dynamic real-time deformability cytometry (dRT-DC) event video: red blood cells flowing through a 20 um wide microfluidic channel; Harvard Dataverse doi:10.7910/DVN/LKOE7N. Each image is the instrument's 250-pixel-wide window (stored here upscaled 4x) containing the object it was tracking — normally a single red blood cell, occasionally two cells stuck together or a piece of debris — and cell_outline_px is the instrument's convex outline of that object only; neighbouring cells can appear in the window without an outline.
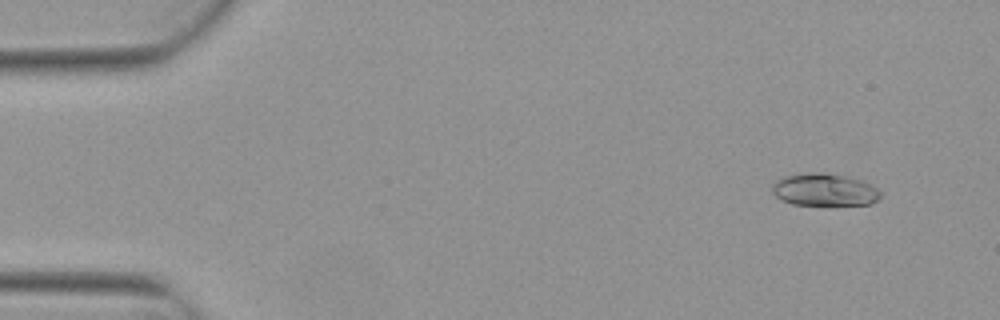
{"species": "Egyptian fruit bat (a non-hibernating species)", "species_latin": "Rousettus aegyptiacus", "temperature_condition": "warm", "stored_images_in_passage": 5, "camera_frame_rate_fps": 3000, "um_per_image_px": 0.085, "animal": {"sex": "female"}, "frame": {"image": 1, "passage_image": 1, "time_ms": 0.0, "image_size_px": [1000, 320], "cell_outline_px": [[880, 196], [876, 200], [868, 204], [828, 208], [792, 204], [780, 200], [772, 192], [772, 184], [776, 180], [784, 176], [812, 172], [824, 172], [848, 176], [860, 180], [876, 188], [880, 192]], "centroid_in_image_um": [70.04, 16.18], "position_along_channel_um": 15.0, "area_um2": 21.33}}
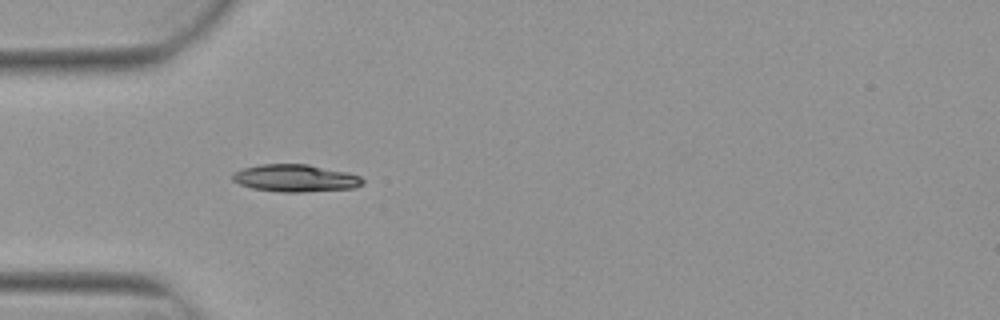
{"frame": {"image": 2, "passage_image": 4, "time_ms": 1.0, "image_size_px": [1000, 320], "cell_outline_px": [[364, 184], [356, 188], [304, 192], [280, 192], [252, 188], [240, 184], [232, 180], [232, 172], [244, 168], [260, 164], [308, 164], [348, 172], [360, 176], [364, 180]], "centroid_in_image_um": [25.13, 15.14], "position_along_channel_um": 59.9, "area_um2": 20.92}}
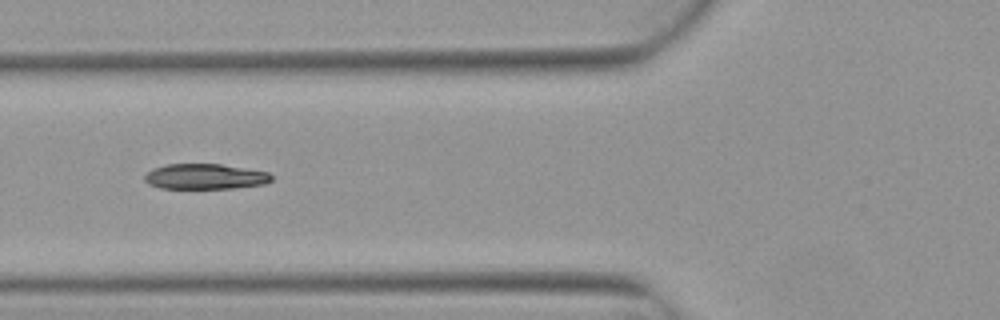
{"frame": {"image": 3, "passage_image": 5, "time_ms": 1.333, "image_size_px": [1000, 320], "cell_outline_px": [[272, 180], [264, 184], [232, 188], [160, 188], [148, 184], [144, 180], [144, 176], [152, 168], [164, 164], [220, 164], [268, 172], [272, 176]], "centroid_in_image_um": [17.39, 15.0], "position_along_channel_um": 108.4, "area_um2": 18.73}}